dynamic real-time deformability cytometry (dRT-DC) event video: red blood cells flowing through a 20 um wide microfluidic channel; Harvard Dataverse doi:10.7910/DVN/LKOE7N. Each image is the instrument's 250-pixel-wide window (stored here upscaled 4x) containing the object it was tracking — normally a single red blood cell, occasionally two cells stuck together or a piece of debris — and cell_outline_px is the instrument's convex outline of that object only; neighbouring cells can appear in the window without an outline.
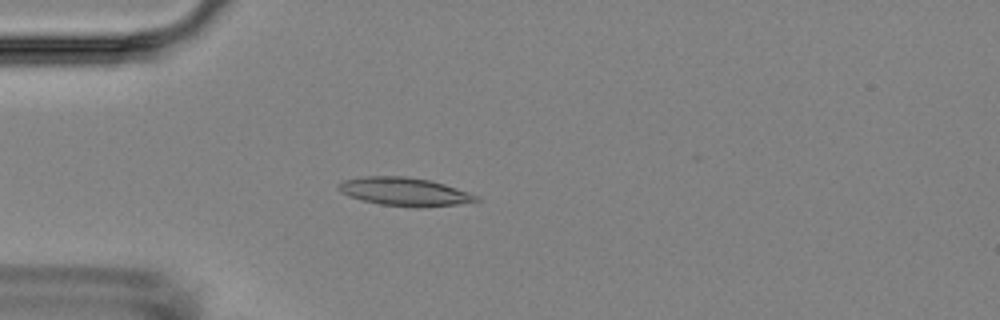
{"species": "Egyptian fruit bat (a non-hibernating species)", "species_latin": "Rousettus aegyptiacus", "temperature_condition": "room temperature", "stored_images_in_passage": 49, "camera_frame_rate_fps": 3000, "um_per_image_px": 0.085, "animal": {"sex": "female"}, "frame": {"image": 1, "passage_image": 15, "time_ms": 4.667, "image_size_px": [1000, 320], "cell_outline_px": [[480, 200], [456, 204], [420, 208], [416, 208], [380, 204], [348, 196], [340, 192], [336, 188], [336, 184], [344, 180], [364, 176], [404, 176], [428, 180], [444, 184], [480, 196]], "centroid_in_image_um": [34.35, 16.29], "position_along_channel_um": 50.7, "area_um2": 22.72}}
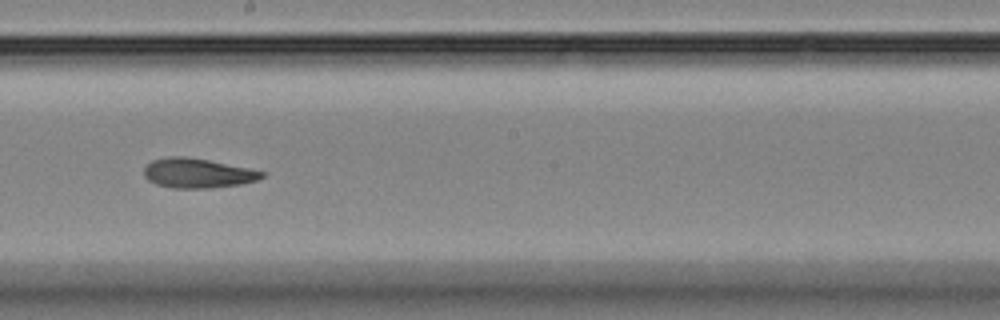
{"frame": {"image": 2, "passage_image": 31, "time_ms": 10.0, "image_size_px": [1000, 320], "cell_outline_px": [[264, 176], [256, 180], [240, 184], [208, 188], [172, 188], [156, 184], [148, 180], [144, 176], [144, 168], [152, 160], [168, 156], [184, 156], [208, 160], [248, 168], [264, 172]], "centroid_in_image_um": [16.75, 14.71], "position_along_channel_um": 231.5, "area_um2": 20.17}}
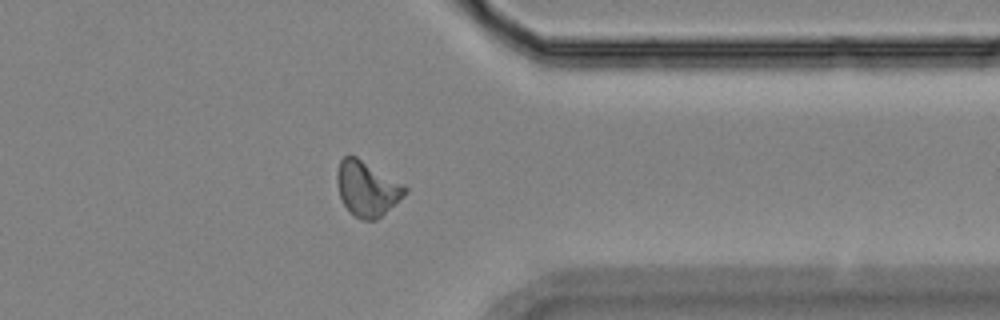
{"frame": {"image": 3, "passage_image": 44, "time_ms": 14.333, "image_size_px": [1000, 320], "cell_outline_px": [[408, 192], [404, 196], [376, 220], [360, 220], [344, 204], [340, 196], [336, 184], [336, 172], [340, 160], [344, 156], [356, 156], [404, 184], [408, 188]], "centroid_in_image_um": [31.2, 16.02], "position_along_channel_um": 380.2, "area_um2": 21.68}, "authors_computed_cell_mechanics": {"area_um2": 20.6924, "velocity_mm_per_s": 3.5871, "shape_relaxation_time_tau1_ms": null, "shape_relaxation_time_tau2_ms": 2.3536, "deformation_change_tau1": null, "deformation_change_tau2": 0.0883}}